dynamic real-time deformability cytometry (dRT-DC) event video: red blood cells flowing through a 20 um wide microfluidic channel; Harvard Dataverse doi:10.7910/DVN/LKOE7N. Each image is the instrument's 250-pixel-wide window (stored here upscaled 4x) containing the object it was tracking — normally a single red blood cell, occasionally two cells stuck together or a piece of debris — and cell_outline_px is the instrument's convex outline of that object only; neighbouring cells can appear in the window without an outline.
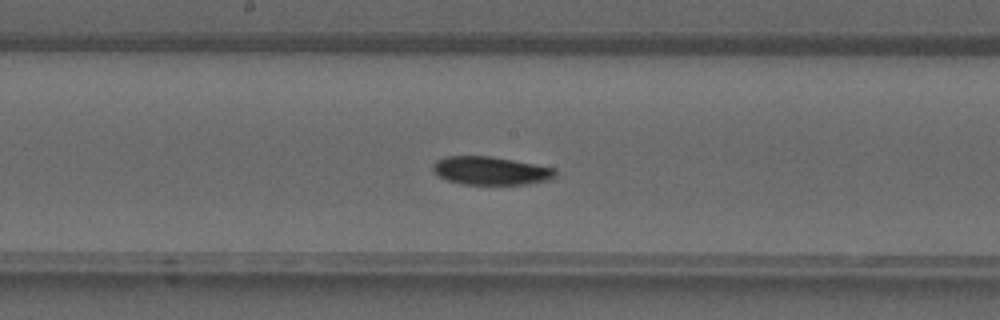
{"species": "common noctule bat (a hibernating species)", "species_latin": "Nyctalus noctula", "temperature_condition": "warm", "stored_images_in_passage": 29, "camera_frame_rate_fps": 3000, "um_per_image_px": 0.085, "animal": {"sex": "male", "forearm_length_mm": 52.5}, "frame": {"image": 1, "passage_image": 10, "time_ms": 3.0, "image_size_px": [1000, 320], "cell_outline_px": [[556, 176], [548, 180], [528, 184], [460, 184], [448, 180], [440, 176], [432, 168], [432, 164], [436, 160], [448, 156], [488, 156], [536, 164], [556, 168]], "centroid_in_image_um": [41.73, 14.51], "position_along_channel_um": 206.5, "area_um2": 20.06}}
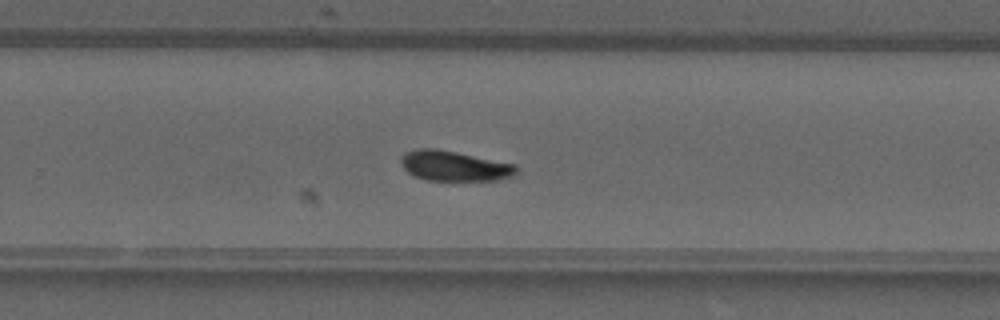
{"frame": {"image": 2, "passage_image": 15, "time_ms": 4.667, "image_size_px": [1000, 320], "cell_outline_px": [[516, 172], [512, 176], [500, 180], [428, 180], [416, 176], [408, 172], [400, 164], [400, 160], [404, 152], [416, 148], [436, 148], [516, 164]], "centroid_in_image_um": [38.59, 14.09], "position_along_channel_um": 291.2, "area_um2": 20.23}}
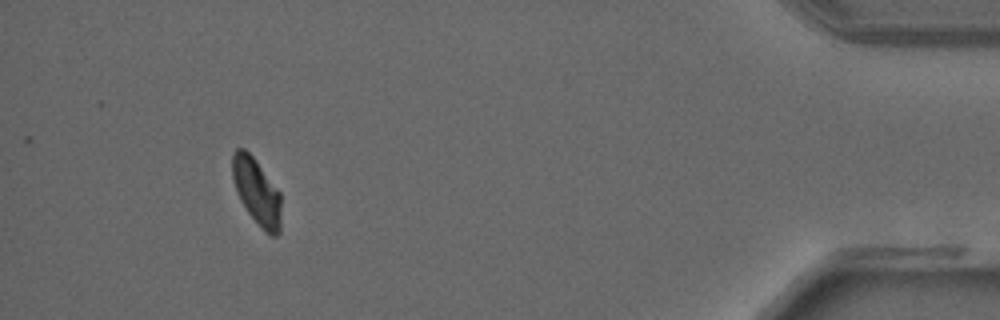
{"frame": {"image": 3, "passage_image": 26, "time_ms": 8.333, "image_size_px": [1000, 320], "cell_outline_px": [[280, 232], [276, 236], [272, 236], [264, 232], [248, 212], [240, 200], [236, 192], [232, 176], [232, 152], [236, 148], [244, 148], [256, 160], [280, 192]], "centroid_in_image_um": [21.8, 16.28], "position_along_channel_um": 413.4, "area_um2": 18.9}}